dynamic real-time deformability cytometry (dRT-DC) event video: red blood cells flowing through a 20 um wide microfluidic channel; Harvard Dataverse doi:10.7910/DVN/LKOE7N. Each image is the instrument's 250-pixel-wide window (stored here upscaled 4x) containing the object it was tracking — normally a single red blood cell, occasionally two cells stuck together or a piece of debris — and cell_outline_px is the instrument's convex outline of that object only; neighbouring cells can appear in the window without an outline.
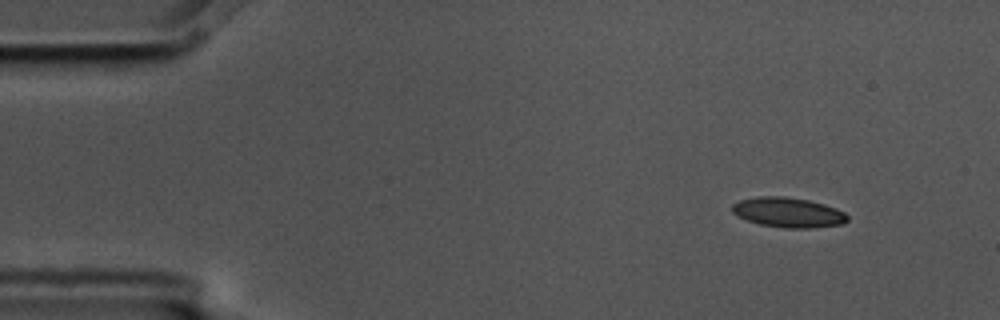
{"species": "common noctule bat (a hibernating species)", "species_latin": "Nyctalus noctula", "temperature_condition": "cold", "stored_images_in_passage": 4, "camera_frame_rate_fps": 3000, "um_per_image_px": 0.085, "animal": {"sex": "male", "body_mass_g": 17.5, "forearm_length_mm": 52.3}, "frame": {"image": 1, "passage_image": 1, "time_ms": 0.0, "image_size_px": [1000, 320], "cell_outline_px": [[848, 220], [844, 224], [808, 228], [784, 228], [760, 224], [748, 220], [732, 212], [732, 204], [740, 200], [756, 196], [784, 196], [808, 200], [824, 204], [836, 208], [844, 212], [848, 216]], "centroid_in_image_um": [67.01, 18.05], "position_along_channel_um": 18.0, "area_um2": 20.06}}
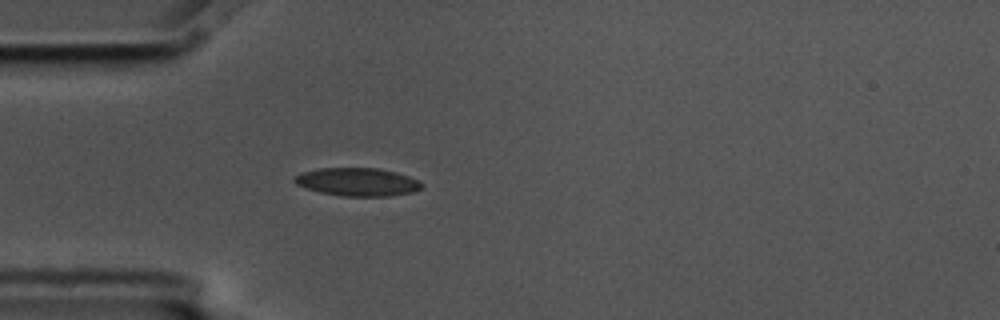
{"frame": {"image": 2, "passage_image": 4, "time_ms": 1.0, "image_size_px": [1000, 320], "cell_outline_px": [[424, 188], [412, 192], [388, 196], [340, 196], [320, 192], [296, 184], [292, 180], [296, 176], [304, 172], [320, 168], [376, 168], [396, 172], [420, 180], [424, 184]], "centroid_in_image_um": [30.44, 15.47], "position_along_channel_um": 54.6, "area_um2": 20.81}}